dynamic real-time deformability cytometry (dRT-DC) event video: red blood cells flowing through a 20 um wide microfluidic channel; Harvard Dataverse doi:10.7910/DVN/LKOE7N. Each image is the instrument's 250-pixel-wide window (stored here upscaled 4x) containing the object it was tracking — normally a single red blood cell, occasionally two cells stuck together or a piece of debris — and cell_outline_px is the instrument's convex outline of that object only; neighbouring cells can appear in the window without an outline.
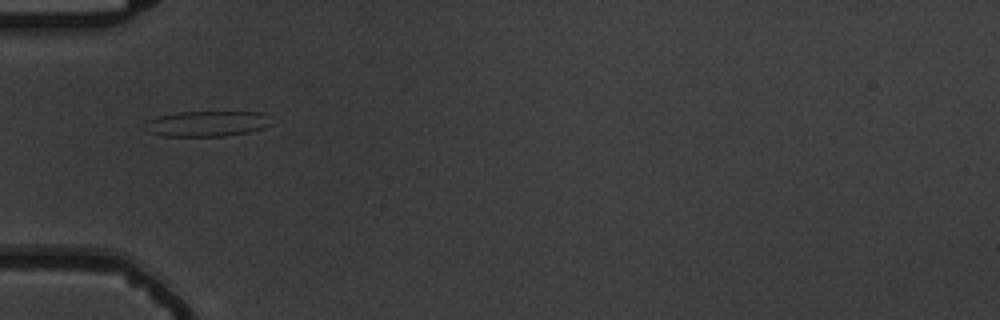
{"species": "common noctule bat (a hibernating species)", "species_latin": "Nyctalus noctula", "temperature_condition": "warm", "stored_images_in_passage": 2, "camera_frame_rate_fps": 3000, "um_per_image_px": 0.085, "animal": {"sex": "male", "body_mass_g": 19.5, "forearm_length_mm": 54.6}, "frame": {"image": 1, "passage_image": 1, "time_ms": 0.0, "image_size_px": [1000, 320], "cell_outline_px": [[272, 124], [264, 128], [248, 132], [224, 136], [160, 136], [148, 132], [144, 128], [148, 120], [160, 116], [180, 112], [264, 112]], "centroid_in_image_um": [17.6, 10.52], "position_along_channel_um": 67.4, "area_um2": 18.73}}
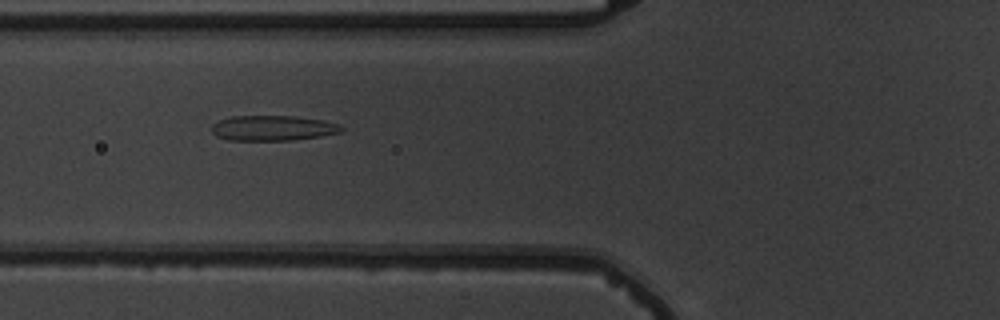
{"frame": {"image": 2, "passage_image": 2, "time_ms": 1.0, "image_size_px": [1000, 320], "cell_outline_px": [[344, 128], [340, 132], [320, 136], [292, 140], [228, 140], [216, 136], [212, 132], [212, 124], [220, 120], [232, 116], [296, 116], [324, 120], [340, 124]], "centroid_in_image_um": [23.2, 10.88], "position_along_channel_um": 102.6, "area_um2": 19.07}}